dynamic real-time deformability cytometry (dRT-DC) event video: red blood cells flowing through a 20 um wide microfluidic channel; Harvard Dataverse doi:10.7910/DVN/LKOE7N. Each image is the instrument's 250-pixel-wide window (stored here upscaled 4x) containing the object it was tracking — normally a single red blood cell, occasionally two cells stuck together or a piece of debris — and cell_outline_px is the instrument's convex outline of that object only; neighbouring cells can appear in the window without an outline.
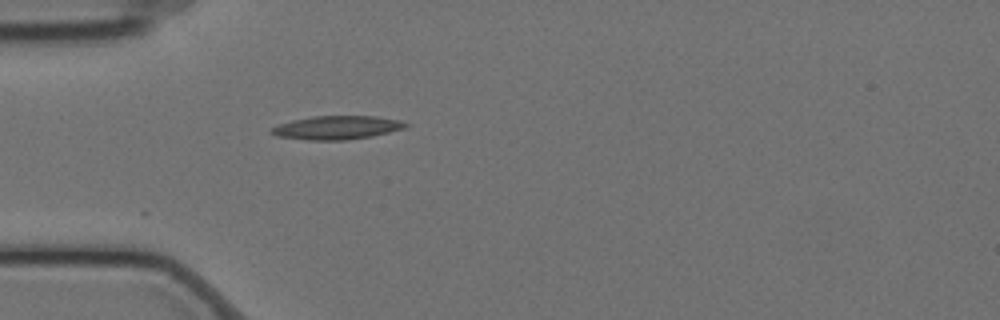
{"species": "Egyptian fruit bat (a non-hibernating species)", "species_latin": "Rousettus aegyptiacus", "temperature_condition": "cold", "stored_images_in_passage": 3, "camera_frame_rate_fps": 3000, "um_per_image_px": 0.085, "animal": {"sex": "female"}, "frame": {"image": 1, "passage_image": 1, "time_ms": 0.0, "image_size_px": [1000, 320], "cell_outline_px": [[408, 124], [404, 128], [372, 136], [344, 140], [308, 140], [276, 136], [268, 132], [272, 128], [280, 124], [292, 120], [312, 116], [376, 116], [400, 120]], "centroid_in_image_um": [28.6, 10.84], "position_along_channel_um": 56.4, "area_um2": 18.32}}